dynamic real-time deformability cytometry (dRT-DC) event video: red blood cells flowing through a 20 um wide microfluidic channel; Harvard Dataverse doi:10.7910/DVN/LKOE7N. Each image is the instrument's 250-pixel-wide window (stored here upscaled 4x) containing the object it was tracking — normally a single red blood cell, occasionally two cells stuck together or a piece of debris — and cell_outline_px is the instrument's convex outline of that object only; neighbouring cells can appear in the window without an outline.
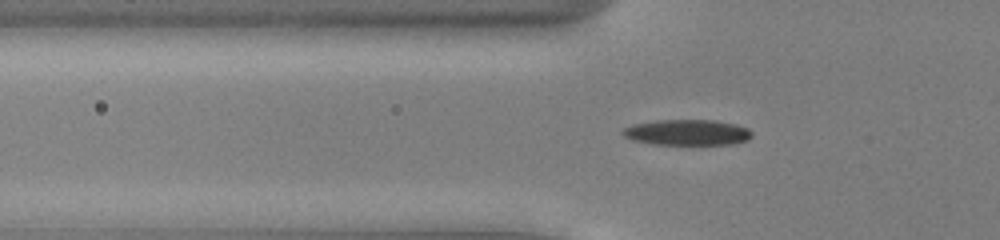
{"species": "common noctule bat (a hibernating species)", "species_latin": "Nyctalus noctula", "temperature_condition": "cold", "stored_images_in_passage": 35, "camera_frame_rate_fps": 3000, "um_per_image_px": 0.085, "animal": {"sex": "male", "body_mass_g": 13.0, "forearm_length_mm": 53.1}, "frame": {"image": 1, "passage_image": 4, "time_ms": 1.0, "image_size_px": [1000, 240], "cell_outline_px": [[752, 136], [748, 140], [732, 144], [652, 144], [632, 140], [624, 136], [620, 132], [624, 128], [632, 124], [656, 120], [716, 120], [736, 124], [748, 128], [752, 132]], "centroid_in_image_um": [58.41, 11.25], "position_along_channel_um": 67.4, "area_um2": 19.48}}
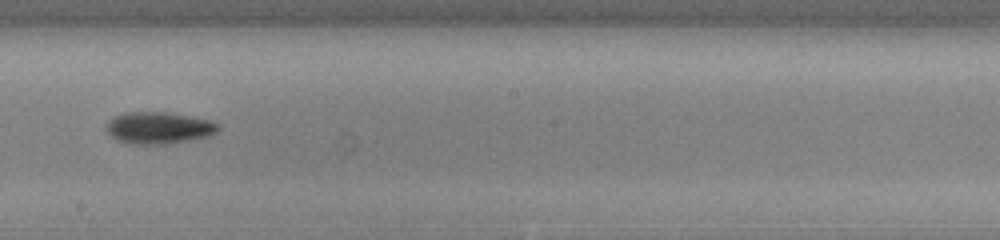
{"frame": {"image": 2, "passage_image": 17, "time_ms": 5.333, "image_size_px": [1000, 240], "cell_outline_px": [[220, 128], [212, 136], [168, 144], [136, 144], [116, 140], [108, 132], [108, 120], [112, 116], [124, 112], [164, 112], [192, 116], [212, 120], [220, 124]], "centroid_in_image_um": [13.55, 10.86], "position_along_channel_um": 234.7, "area_um2": 20.98}}
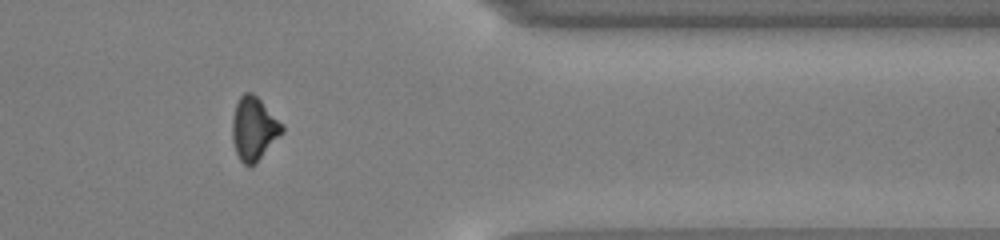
{"frame": {"image": 3, "passage_image": 30, "time_ms": 9.667, "image_size_px": [1000, 240], "cell_outline_px": [[284, 132], [256, 164], [248, 168], [240, 160], [236, 152], [232, 140], [232, 120], [236, 104], [240, 96], [244, 92], [252, 92], [284, 124]], "centroid_in_image_um": [21.59, 10.97], "position_along_channel_um": 389.8, "area_um2": 18.61}}